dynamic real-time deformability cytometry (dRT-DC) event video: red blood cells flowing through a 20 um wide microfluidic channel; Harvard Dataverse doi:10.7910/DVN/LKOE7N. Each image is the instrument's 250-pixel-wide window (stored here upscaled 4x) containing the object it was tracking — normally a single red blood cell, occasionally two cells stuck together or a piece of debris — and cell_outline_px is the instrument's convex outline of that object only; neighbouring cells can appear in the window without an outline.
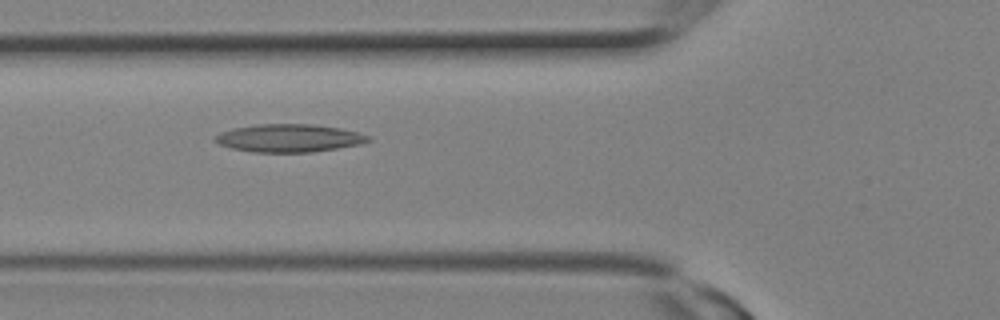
{"species": "Egyptian fruit bat (a non-hibernating species)", "species_latin": "Rousettus aegyptiacus", "temperature_condition": "room temperature", "stored_images_in_passage": 12, "camera_frame_rate_fps": 3000, "um_per_image_px": 0.085, "animal": {"sex": "female"}, "frame": {"image": 1, "passage_image": 9, "time_ms": 2.667, "image_size_px": [1000, 320], "cell_outline_px": [[372, 140], [360, 144], [312, 152], [252, 152], [232, 148], [220, 144], [216, 140], [216, 136], [220, 132], [232, 128], [256, 124], [312, 124], [340, 128], [356, 132], [368, 136]], "centroid_in_image_um": [24.56, 11.73], "position_along_channel_um": 101.2, "area_um2": 24.68}}
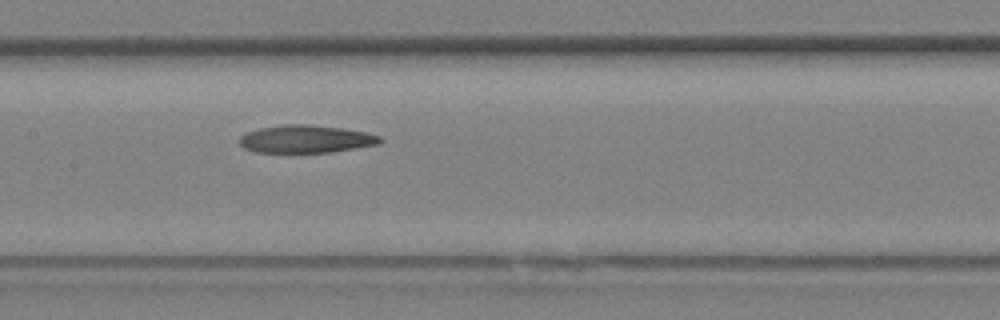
{"frame": {"image": 2, "passage_image": 12, "time_ms": 3.667, "image_size_px": [1000, 320], "cell_outline_px": [[384, 140], [380, 144], [332, 152], [256, 152], [244, 148], [240, 144], [240, 136], [248, 132], [260, 128], [284, 124], [308, 124], [344, 128], [364, 132], [380, 136]], "centroid_in_image_um": [26.03, 11.81], "position_along_channel_um": 181.4, "area_um2": 22.72}}